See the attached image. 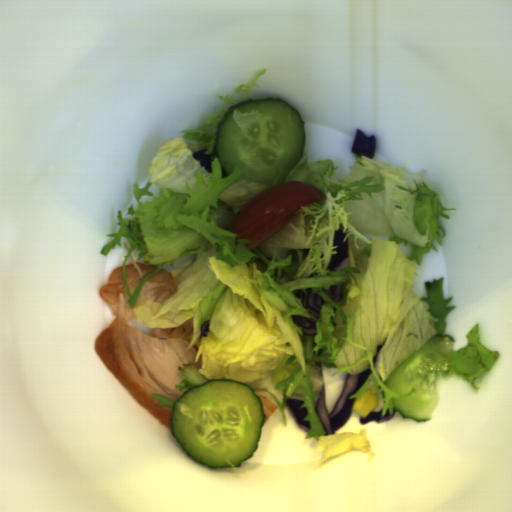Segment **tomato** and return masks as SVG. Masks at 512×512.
Here are the masks:
<instances>
[{
  "instance_id": "tomato-1",
  "label": "tomato",
  "mask_w": 512,
  "mask_h": 512,
  "mask_svg": "<svg viewBox=\"0 0 512 512\" xmlns=\"http://www.w3.org/2000/svg\"><path fill=\"white\" fill-rule=\"evenodd\" d=\"M326 196L307 181L282 182L251 196L231 218L226 230L252 250L285 227L300 207L316 204Z\"/></svg>"
}]
</instances>
